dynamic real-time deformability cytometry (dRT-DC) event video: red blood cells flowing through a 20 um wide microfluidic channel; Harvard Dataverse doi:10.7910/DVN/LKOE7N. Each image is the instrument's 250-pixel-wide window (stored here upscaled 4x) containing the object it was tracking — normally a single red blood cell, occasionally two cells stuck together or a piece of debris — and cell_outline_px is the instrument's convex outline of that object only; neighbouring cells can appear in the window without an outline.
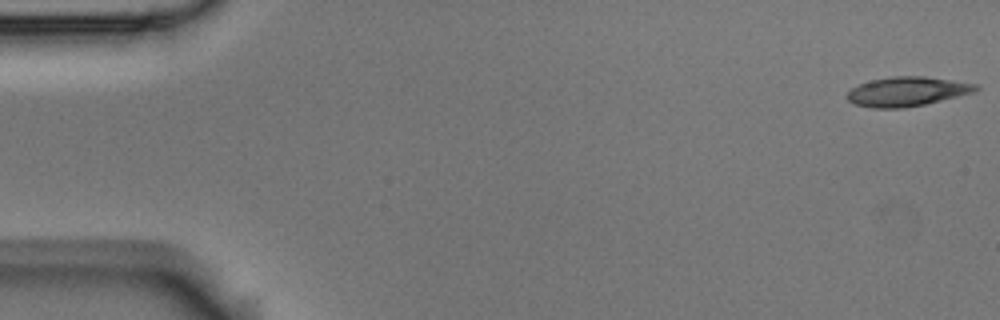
{"species": "Egyptian fruit bat (a non-hibernating species)", "species_latin": "Rousettus aegyptiacus", "temperature_condition": "room temperature", "stored_images_in_passage": 53, "camera_frame_rate_fps": 3000, "um_per_image_px": 0.085, "animal": {"sex": "male"}, "frame": {"image": 1, "passage_image": 1, "time_ms": 0.0, "image_size_px": [1000, 320], "cell_outline_px": [[980, 88], [972, 92], [924, 104], [904, 108], [872, 108], [856, 104], [848, 100], [844, 96], [852, 88], [860, 84], [872, 80], [892, 76], [924, 76], [952, 80], [976, 84]], "centroid_in_image_um": [77.05, 7.77], "position_along_channel_um": 7.9, "area_um2": 21.73}}
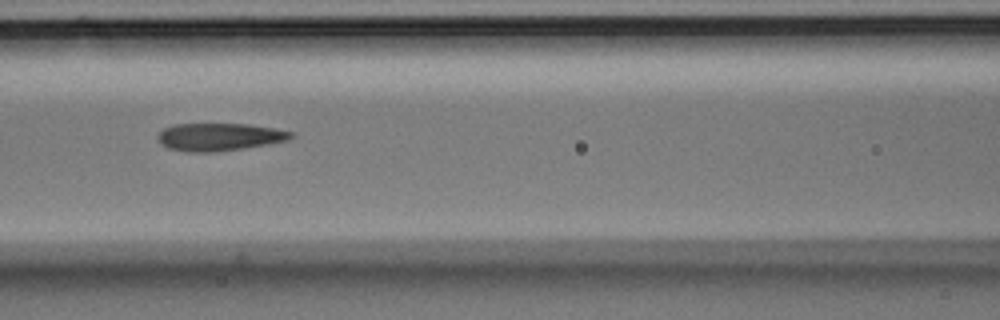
{"frame": {"image": 2, "passage_image": 23, "time_ms": 7.333, "image_size_px": [1000, 320], "cell_outline_px": [[296, 136], [288, 140], [268, 144], [244, 148], [212, 152], [188, 152], [168, 148], [160, 144], [156, 136], [164, 128], [172, 124], [248, 124], [276, 128], [296, 132]], "centroid_in_image_um": [18.67, 11.63], "position_along_channel_um": 147.9, "area_um2": 21.73}}
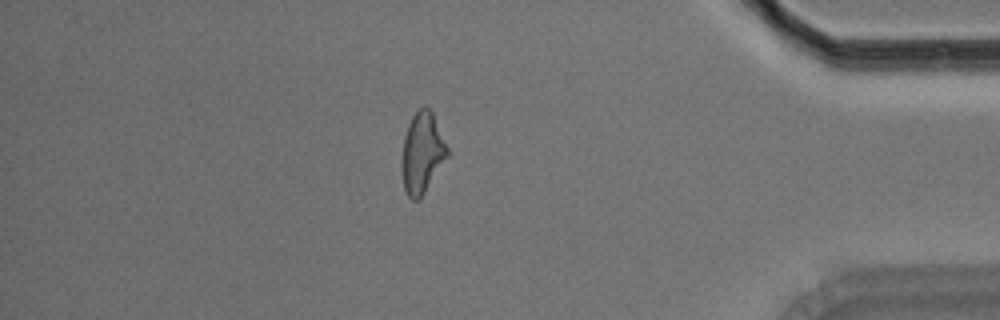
{"frame": {"image": 3, "passage_image": 46, "time_ms": 15.0, "image_size_px": [1000, 320], "cell_outline_px": [[448, 156], [420, 200], [412, 200], [408, 196], [404, 188], [404, 136], [408, 124], [412, 116], [424, 104], [432, 108], [448, 148]], "centroid_in_image_um": [35.94, 12.94], "position_along_channel_um": 399.3, "area_um2": 21.15}, "authors_computed_cell_mechanics": {"area_um2": 21.6172, "velocity_mm_per_s": 3.7575, "shape_relaxation_time_tau1_ms": 7.0116, "shape_relaxation_time_tau2_ms": 2.3094, "deformation_change_tau1": 0.2022, "deformation_change_tau2": 0.1231}}